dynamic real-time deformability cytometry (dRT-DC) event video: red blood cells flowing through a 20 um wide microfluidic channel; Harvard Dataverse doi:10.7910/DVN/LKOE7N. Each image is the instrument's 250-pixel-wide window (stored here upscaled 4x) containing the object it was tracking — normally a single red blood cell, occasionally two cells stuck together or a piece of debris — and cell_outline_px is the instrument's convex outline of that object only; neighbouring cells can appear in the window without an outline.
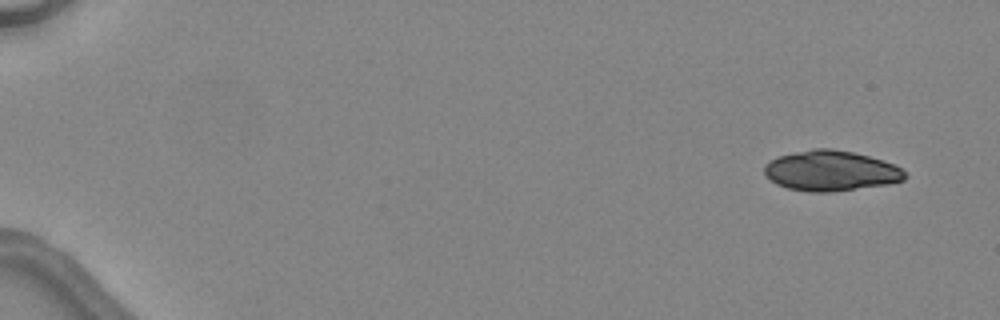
{"species": "common noctule bat (a hibernating species)", "species_latin": "Nyctalus noctula", "temperature_condition": "warm", "stored_images_in_passage": 6, "camera_frame_rate_fps": 3000, "um_per_image_px": 0.085, "animal": {"sex": "female", "body_mass_g": 24.6, "forearm_length_mm": 56.2}, "frame": {"image": 1, "passage_image": 1, "time_ms": 0.0, "image_size_px": [1000, 320], "cell_outline_px": [[908, 176], [904, 180], [888, 184], [832, 192], [808, 192], [788, 188], [776, 184], [764, 172], [764, 164], [776, 156], [812, 148], [832, 148], [852, 152], [868, 156], [892, 164], [908, 172]], "centroid_in_image_um": [70.61, 14.52], "position_along_channel_um": 14.4, "area_um2": 33.12}}